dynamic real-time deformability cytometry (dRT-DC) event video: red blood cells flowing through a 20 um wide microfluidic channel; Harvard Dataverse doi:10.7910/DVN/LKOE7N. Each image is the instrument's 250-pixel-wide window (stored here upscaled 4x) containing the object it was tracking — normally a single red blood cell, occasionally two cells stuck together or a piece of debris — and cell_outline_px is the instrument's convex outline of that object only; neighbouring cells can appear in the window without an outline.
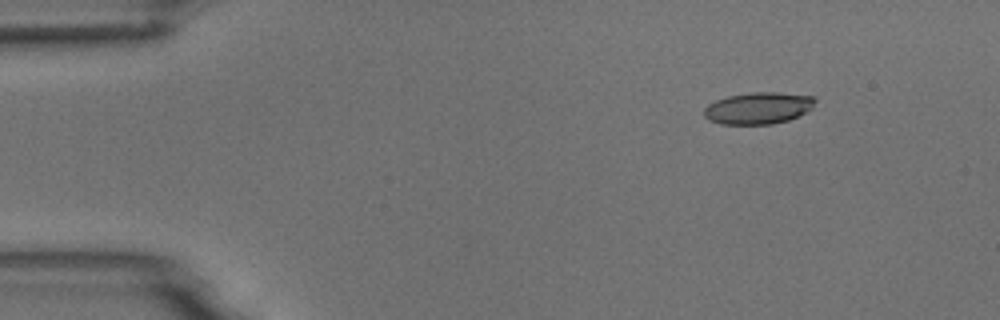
{"species": "common noctule bat (a hibernating species)", "species_latin": "Nyctalus noctula", "temperature_condition": "room temperature", "stored_images_in_passage": 6, "camera_frame_rate_fps": 3000, "um_per_image_px": 0.085, "animal": {"sex": "male", "body_mass_g": 18.8}, "frame": {"image": 1, "passage_image": 2, "time_ms": 1.333, "image_size_px": [1000, 320], "cell_outline_px": [[816, 100], [812, 108], [788, 120], [772, 124], [720, 124], [708, 120], [704, 116], [704, 108], [708, 104], [716, 100], [728, 96], [752, 92], [776, 92], [812, 96]], "centroid_in_image_um": [64.42, 9.19], "position_along_channel_um": 20.6, "area_um2": 20.46}}
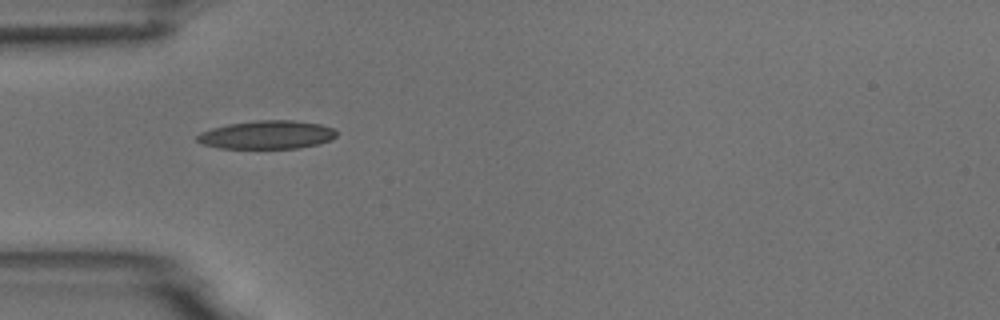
{"frame": {"image": 2, "passage_image": 5, "time_ms": 4.667, "image_size_px": [1000, 320], "cell_outline_px": [[336, 136], [332, 140], [320, 144], [300, 148], [220, 148], [200, 144], [196, 140], [196, 136], [200, 132], [212, 128], [228, 124], [256, 120], [292, 120], [320, 124], [332, 128], [336, 132]], "centroid_in_image_um": [22.68, 11.46], "position_along_channel_um": 62.3, "area_um2": 23.18}}